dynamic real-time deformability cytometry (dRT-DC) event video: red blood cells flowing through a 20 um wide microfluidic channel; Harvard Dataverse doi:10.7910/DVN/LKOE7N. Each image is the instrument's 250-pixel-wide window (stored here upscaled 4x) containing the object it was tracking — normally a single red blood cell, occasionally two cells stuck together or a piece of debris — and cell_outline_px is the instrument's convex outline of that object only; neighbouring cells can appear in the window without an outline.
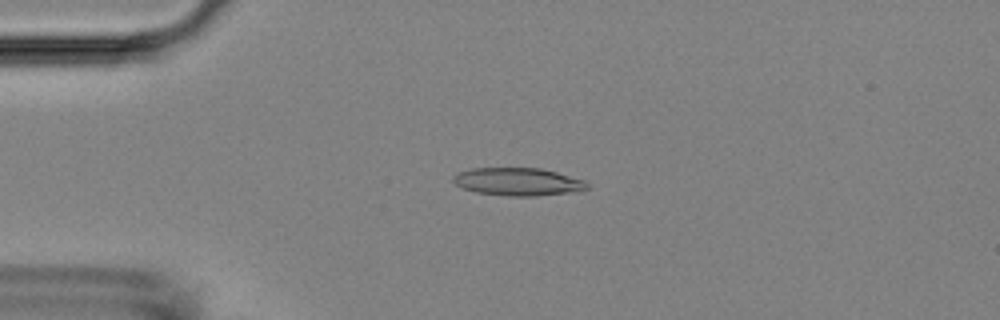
{"species": "Egyptian fruit bat (a non-hibernating species)", "species_latin": "Rousettus aegyptiacus", "temperature_condition": "room temperature", "stored_images_in_passage": 5, "camera_frame_rate_fps": 3000, "um_per_image_px": 0.085, "animal": {"sex": "female"}, "frame": {"image": 1, "passage_image": 4, "time_ms": 1.0, "image_size_px": [1000, 320], "cell_outline_px": [[588, 188], [576, 192], [536, 196], [508, 196], [476, 192], [464, 188], [456, 184], [452, 180], [452, 176], [456, 172], [472, 168], [540, 168], [556, 172], [584, 180], [588, 184]], "centroid_in_image_um": [44.02, 15.45], "position_along_channel_um": 41.0, "area_um2": 21.79}}